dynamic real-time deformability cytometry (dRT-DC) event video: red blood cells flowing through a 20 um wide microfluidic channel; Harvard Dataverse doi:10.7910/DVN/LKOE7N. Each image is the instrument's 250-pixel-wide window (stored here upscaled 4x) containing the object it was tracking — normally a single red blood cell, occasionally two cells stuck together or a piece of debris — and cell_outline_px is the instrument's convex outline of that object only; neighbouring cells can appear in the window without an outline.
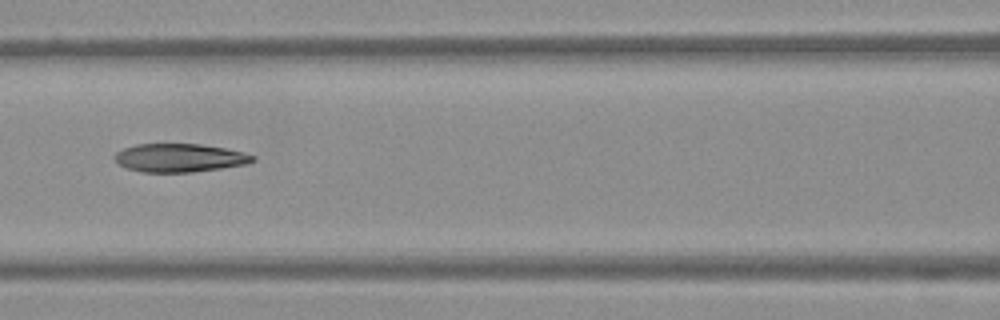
{"species": "Egyptian fruit bat (a non-hibernating species)", "species_latin": "Rousettus aegyptiacus", "temperature_condition": "warm", "stored_images_in_passage": 17, "camera_frame_rate_fps": 3000, "um_per_image_px": 0.085, "frame": {"image": 1, "passage_image": 8, "time_ms": 2.333, "image_size_px": [1000, 320], "cell_outline_px": [[256, 160], [244, 164], [220, 168], [192, 172], [140, 172], [128, 168], [120, 164], [112, 156], [116, 152], [124, 148], [136, 144], [200, 144], [224, 148], [256, 156]], "centroid_in_image_um": [15.23, 13.41], "position_along_channel_um": 151.4, "area_um2": 22.6}}